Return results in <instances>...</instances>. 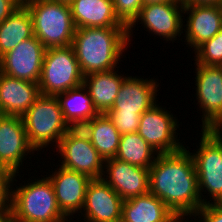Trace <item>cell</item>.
<instances>
[{"instance_id":"cell-1","label":"cell","mask_w":222,"mask_h":222,"mask_svg":"<svg viewBox=\"0 0 222 222\" xmlns=\"http://www.w3.org/2000/svg\"><path fill=\"white\" fill-rule=\"evenodd\" d=\"M149 192L160 199L175 216H192L203 206L193 157L183 147L159 154L149 168Z\"/></svg>"},{"instance_id":"cell-2","label":"cell","mask_w":222,"mask_h":222,"mask_svg":"<svg viewBox=\"0 0 222 222\" xmlns=\"http://www.w3.org/2000/svg\"><path fill=\"white\" fill-rule=\"evenodd\" d=\"M128 45V28L84 27L75 29L71 46L85 76L118 68Z\"/></svg>"},{"instance_id":"cell-3","label":"cell","mask_w":222,"mask_h":222,"mask_svg":"<svg viewBox=\"0 0 222 222\" xmlns=\"http://www.w3.org/2000/svg\"><path fill=\"white\" fill-rule=\"evenodd\" d=\"M11 187L12 222H70L61 212L47 175ZM30 181V182H29Z\"/></svg>"},{"instance_id":"cell-4","label":"cell","mask_w":222,"mask_h":222,"mask_svg":"<svg viewBox=\"0 0 222 222\" xmlns=\"http://www.w3.org/2000/svg\"><path fill=\"white\" fill-rule=\"evenodd\" d=\"M29 10L34 36L47 48L72 45L75 26L70 5L53 0H25Z\"/></svg>"},{"instance_id":"cell-5","label":"cell","mask_w":222,"mask_h":222,"mask_svg":"<svg viewBox=\"0 0 222 222\" xmlns=\"http://www.w3.org/2000/svg\"><path fill=\"white\" fill-rule=\"evenodd\" d=\"M22 119L27 140L37 154L52 145L57 148L60 140L71 129L64 119L57 97L52 95L41 94Z\"/></svg>"},{"instance_id":"cell-6","label":"cell","mask_w":222,"mask_h":222,"mask_svg":"<svg viewBox=\"0 0 222 222\" xmlns=\"http://www.w3.org/2000/svg\"><path fill=\"white\" fill-rule=\"evenodd\" d=\"M200 132L197 151L190 153L196 168L201 202L203 205L222 204V136L215 129H201ZM206 193L210 200L203 195Z\"/></svg>"},{"instance_id":"cell-7","label":"cell","mask_w":222,"mask_h":222,"mask_svg":"<svg viewBox=\"0 0 222 222\" xmlns=\"http://www.w3.org/2000/svg\"><path fill=\"white\" fill-rule=\"evenodd\" d=\"M84 75L72 46L47 48L38 82L42 95L56 96L83 84Z\"/></svg>"},{"instance_id":"cell-8","label":"cell","mask_w":222,"mask_h":222,"mask_svg":"<svg viewBox=\"0 0 222 222\" xmlns=\"http://www.w3.org/2000/svg\"><path fill=\"white\" fill-rule=\"evenodd\" d=\"M56 152L61 167L83 173L91 179L102 177L105 160L93 147L82 128H71L60 140Z\"/></svg>"},{"instance_id":"cell-9","label":"cell","mask_w":222,"mask_h":222,"mask_svg":"<svg viewBox=\"0 0 222 222\" xmlns=\"http://www.w3.org/2000/svg\"><path fill=\"white\" fill-rule=\"evenodd\" d=\"M184 5L181 1H167L144 4L140 10L139 15L128 26V42L131 41L133 28L142 24L145 31L154 36L164 38V40L172 41L178 40L183 34L184 21L183 18ZM141 21V22H140ZM182 33V34H181Z\"/></svg>"},{"instance_id":"cell-10","label":"cell","mask_w":222,"mask_h":222,"mask_svg":"<svg viewBox=\"0 0 222 222\" xmlns=\"http://www.w3.org/2000/svg\"><path fill=\"white\" fill-rule=\"evenodd\" d=\"M159 105L154 104L141 115L137 133L159 154L177 152L185 146L178 138L179 121Z\"/></svg>"},{"instance_id":"cell-11","label":"cell","mask_w":222,"mask_h":222,"mask_svg":"<svg viewBox=\"0 0 222 222\" xmlns=\"http://www.w3.org/2000/svg\"><path fill=\"white\" fill-rule=\"evenodd\" d=\"M195 66V98L202 111L201 128L215 129L222 123V66Z\"/></svg>"},{"instance_id":"cell-12","label":"cell","mask_w":222,"mask_h":222,"mask_svg":"<svg viewBox=\"0 0 222 222\" xmlns=\"http://www.w3.org/2000/svg\"><path fill=\"white\" fill-rule=\"evenodd\" d=\"M45 50L35 36L24 40L0 57V72L13 78L38 83Z\"/></svg>"},{"instance_id":"cell-13","label":"cell","mask_w":222,"mask_h":222,"mask_svg":"<svg viewBox=\"0 0 222 222\" xmlns=\"http://www.w3.org/2000/svg\"><path fill=\"white\" fill-rule=\"evenodd\" d=\"M34 153L27 140L22 117L3 114L0 117V166L6 167L12 174L19 173L23 161L31 160Z\"/></svg>"},{"instance_id":"cell-14","label":"cell","mask_w":222,"mask_h":222,"mask_svg":"<svg viewBox=\"0 0 222 222\" xmlns=\"http://www.w3.org/2000/svg\"><path fill=\"white\" fill-rule=\"evenodd\" d=\"M123 201L102 178L92 179L87 186L79 216L83 215L84 222H119L122 219Z\"/></svg>"},{"instance_id":"cell-15","label":"cell","mask_w":222,"mask_h":222,"mask_svg":"<svg viewBox=\"0 0 222 222\" xmlns=\"http://www.w3.org/2000/svg\"><path fill=\"white\" fill-rule=\"evenodd\" d=\"M48 174L61 212L69 218L80 213L85 202L87 186L92 180L89 176L60 166ZM71 216V217H70Z\"/></svg>"},{"instance_id":"cell-16","label":"cell","mask_w":222,"mask_h":222,"mask_svg":"<svg viewBox=\"0 0 222 222\" xmlns=\"http://www.w3.org/2000/svg\"><path fill=\"white\" fill-rule=\"evenodd\" d=\"M104 169L101 178L123 200L149 192V169L131 165L116 158L105 160Z\"/></svg>"},{"instance_id":"cell-17","label":"cell","mask_w":222,"mask_h":222,"mask_svg":"<svg viewBox=\"0 0 222 222\" xmlns=\"http://www.w3.org/2000/svg\"><path fill=\"white\" fill-rule=\"evenodd\" d=\"M183 14L188 15L183 17L184 42L193 51L222 30V6L184 5Z\"/></svg>"},{"instance_id":"cell-18","label":"cell","mask_w":222,"mask_h":222,"mask_svg":"<svg viewBox=\"0 0 222 222\" xmlns=\"http://www.w3.org/2000/svg\"><path fill=\"white\" fill-rule=\"evenodd\" d=\"M148 79L127 75L109 112L144 113L156 104L159 82Z\"/></svg>"},{"instance_id":"cell-19","label":"cell","mask_w":222,"mask_h":222,"mask_svg":"<svg viewBox=\"0 0 222 222\" xmlns=\"http://www.w3.org/2000/svg\"><path fill=\"white\" fill-rule=\"evenodd\" d=\"M41 95L38 83L20 80L0 72V110L22 117Z\"/></svg>"},{"instance_id":"cell-20","label":"cell","mask_w":222,"mask_h":222,"mask_svg":"<svg viewBox=\"0 0 222 222\" xmlns=\"http://www.w3.org/2000/svg\"><path fill=\"white\" fill-rule=\"evenodd\" d=\"M69 5L76 29L128 28L116 15L112 0H72Z\"/></svg>"},{"instance_id":"cell-21","label":"cell","mask_w":222,"mask_h":222,"mask_svg":"<svg viewBox=\"0 0 222 222\" xmlns=\"http://www.w3.org/2000/svg\"><path fill=\"white\" fill-rule=\"evenodd\" d=\"M118 71L114 69L84 76L83 85L88 90L98 114H107L115 102L120 86L126 77Z\"/></svg>"},{"instance_id":"cell-22","label":"cell","mask_w":222,"mask_h":222,"mask_svg":"<svg viewBox=\"0 0 222 222\" xmlns=\"http://www.w3.org/2000/svg\"><path fill=\"white\" fill-rule=\"evenodd\" d=\"M175 217L151 192L124 200L122 204V222H170Z\"/></svg>"},{"instance_id":"cell-23","label":"cell","mask_w":222,"mask_h":222,"mask_svg":"<svg viewBox=\"0 0 222 222\" xmlns=\"http://www.w3.org/2000/svg\"><path fill=\"white\" fill-rule=\"evenodd\" d=\"M65 121L71 128H81L98 115L86 87L81 84L56 95Z\"/></svg>"},{"instance_id":"cell-24","label":"cell","mask_w":222,"mask_h":222,"mask_svg":"<svg viewBox=\"0 0 222 222\" xmlns=\"http://www.w3.org/2000/svg\"><path fill=\"white\" fill-rule=\"evenodd\" d=\"M81 128L104 160L115 158L121 134L107 114H98Z\"/></svg>"},{"instance_id":"cell-25","label":"cell","mask_w":222,"mask_h":222,"mask_svg":"<svg viewBox=\"0 0 222 222\" xmlns=\"http://www.w3.org/2000/svg\"><path fill=\"white\" fill-rule=\"evenodd\" d=\"M34 36L33 22L28 8L21 4L0 23V57L19 43Z\"/></svg>"},{"instance_id":"cell-26","label":"cell","mask_w":222,"mask_h":222,"mask_svg":"<svg viewBox=\"0 0 222 222\" xmlns=\"http://www.w3.org/2000/svg\"><path fill=\"white\" fill-rule=\"evenodd\" d=\"M159 153L155 151L137 132L121 135L116 159L149 169Z\"/></svg>"},{"instance_id":"cell-27","label":"cell","mask_w":222,"mask_h":222,"mask_svg":"<svg viewBox=\"0 0 222 222\" xmlns=\"http://www.w3.org/2000/svg\"><path fill=\"white\" fill-rule=\"evenodd\" d=\"M195 63L222 66V30L194 50Z\"/></svg>"},{"instance_id":"cell-28","label":"cell","mask_w":222,"mask_h":222,"mask_svg":"<svg viewBox=\"0 0 222 222\" xmlns=\"http://www.w3.org/2000/svg\"><path fill=\"white\" fill-rule=\"evenodd\" d=\"M142 114L143 113L108 112L107 116L113 121L119 133L124 135L138 131Z\"/></svg>"},{"instance_id":"cell-29","label":"cell","mask_w":222,"mask_h":222,"mask_svg":"<svg viewBox=\"0 0 222 222\" xmlns=\"http://www.w3.org/2000/svg\"><path fill=\"white\" fill-rule=\"evenodd\" d=\"M118 18L128 27L139 15L144 0H112Z\"/></svg>"},{"instance_id":"cell-30","label":"cell","mask_w":222,"mask_h":222,"mask_svg":"<svg viewBox=\"0 0 222 222\" xmlns=\"http://www.w3.org/2000/svg\"><path fill=\"white\" fill-rule=\"evenodd\" d=\"M16 176L20 175L12 174L6 167L0 166V207H11V186L17 183Z\"/></svg>"},{"instance_id":"cell-31","label":"cell","mask_w":222,"mask_h":222,"mask_svg":"<svg viewBox=\"0 0 222 222\" xmlns=\"http://www.w3.org/2000/svg\"><path fill=\"white\" fill-rule=\"evenodd\" d=\"M193 217L195 222H222V204L203 205Z\"/></svg>"},{"instance_id":"cell-32","label":"cell","mask_w":222,"mask_h":222,"mask_svg":"<svg viewBox=\"0 0 222 222\" xmlns=\"http://www.w3.org/2000/svg\"><path fill=\"white\" fill-rule=\"evenodd\" d=\"M20 5L17 0H0V23L7 19Z\"/></svg>"},{"instance_id":"cell-33","label":"cell","mask_w":222,"mask_h":222,"mask_svg":"<svg viewBox=\"0 0 222 222\" xmlns=\"http://www.w3.org/2000/svg\"><path fill=\"white\" fill-rule=\"evenodd\" d=\"M183 5H217L222 6V0H180Z\"/></svg>"},{"instance_id":"cell-34","label":"cell","mask_w":222,"mask_h":222,"mask_svg":"<svg viewBox=\"0 0 222 222\" xmlns=\"http://www.w3.org/2000/svg\"><path fill=\"white\" fill-rule=\"evenodd\" d=\"M0 222H12L11 207H0Z\"/></svg>"},{"instance_id":"cell-35","label":"cell","mask_w":222,"mask_h":222,"mask_svg":"<svg viewBox=\"0 0 222 222\" xmlns=\"http://www.w3.org/2000/svg\"><path fill=\"white\" fill-rule=\"evenodd\" d=\"M193 219H194V221H193ZM193 219L192 220L190 219V221H188L189 219H188L187 216L186 217L185 216H176L170 222H191V221L195 222V218L194 217H193Z\"/></svg>"},{"instance_id":"cell-36","label":"cell","mask_w":222,"mask_h":222,"mask_svg":"<svg viewBox=\"0 0 222 222\" xmlns=\"http://www.w3.org/2000/svg\"><path fill=\"white\" fill-rule=\"evenodd\" d=\"M167 1H180V0H144V4L156 3V2H167Z\"/></svg>"},{"instance_id":"cell-37","label":"cell","mask_w":222,"mask_h":222,"mask_svg":"<svg viewBox=\"0 0 222 222\" xmlns=\"http://www.w3.org/2000/svg\"><path fill=\"white\" fill-rule=\"evenodd\" d=\"M215 130L222 136V124H219Z\"/></svg>"},{"instance_id":"cell-38","label":"cell","mask_w":222,"mask_h":222,"mask_svg":"<svg viewBox=\"0 0 222 222\" xmlns=\"http://www.w3.org/2000/svg\"><path fill=\"white\" fill-rule=\"evenodd\" d=\"M53 1H57V2H63V3H70L72 0H53Z\"/></svg>"},{"instance_id":"cell-39","label":"cell","mask_w":222,"mask_h":222,"mask_svg":"<svg viewBox=\"0 0 222 222\" xmlns=\"http://www.w3.org/2000/svg\"><path fill=\"white\" fill-rule=\"evenodd\" d=\"M20 4H23L25 0H17Z\"/></svg>"}]
</instances>
